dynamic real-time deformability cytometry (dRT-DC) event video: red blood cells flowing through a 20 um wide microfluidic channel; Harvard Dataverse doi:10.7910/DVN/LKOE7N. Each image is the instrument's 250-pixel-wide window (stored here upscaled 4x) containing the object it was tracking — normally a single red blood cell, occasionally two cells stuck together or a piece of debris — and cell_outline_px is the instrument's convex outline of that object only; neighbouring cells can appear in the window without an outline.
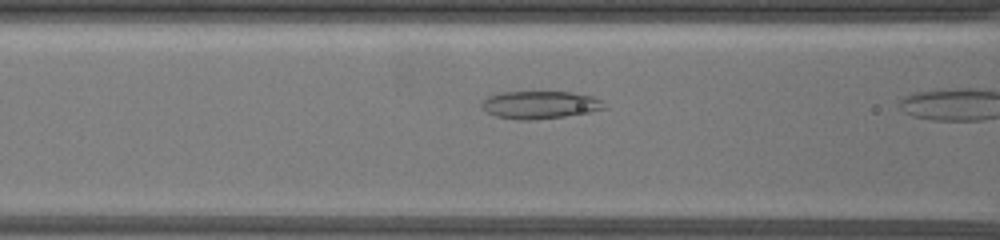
{"species": "common noctule bat (a hibernating species)", "species_latin": "Nyctalus noctula", "temperature_condition": "warm", "stored_images_in_passage": 8, "camera_frame_rate_fps": 3000, "um_per_image_px": 0.085, "animal": {"sex": "female", "body_mass_g": 19.5, "forearm_length_mm": 54.1}, "frame": {"image": 1, "passage_image": 7, "time_ms": 2.0, "image_size_px": [1000, 240], "cell_outline_px": [[604, 108], [588, 112], [564, 116], [532, 120], [520, 120], [496, 116], [480, 108], [480, 104], [488, 96], [500, 92], [572, 92], [592, 96], [600, 100]], "centroid_in_image_um": [45.82, 8.91], "position_along_channel_um": 120.8, "area_um2": 19.54}}